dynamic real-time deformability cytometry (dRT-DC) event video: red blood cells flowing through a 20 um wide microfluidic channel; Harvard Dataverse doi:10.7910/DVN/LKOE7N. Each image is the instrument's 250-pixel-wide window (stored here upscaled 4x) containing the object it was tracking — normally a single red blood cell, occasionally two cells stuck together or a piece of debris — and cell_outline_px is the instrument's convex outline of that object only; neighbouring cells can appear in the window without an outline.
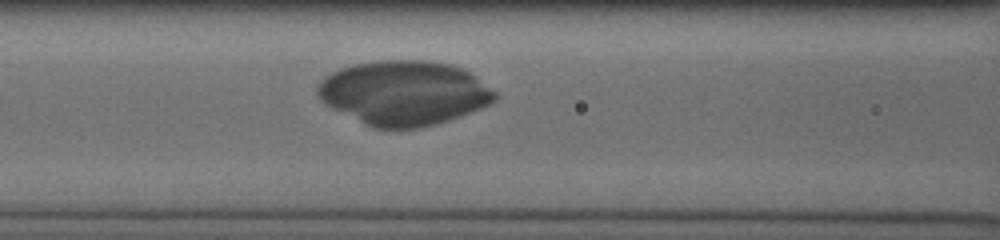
{"species": "human", "species_latin": "Homo sapiens", "temperature_condition": "cold", "stored_images_in_passage": 32, "camera_frame_rate_fps": 3000, "um_per_image_px": 0.085, "donor": {"sex": "male"}, "frame": {"image": 1, "passage_image": 11, "time_ms": 3.333, "image_size_px": [1000, 240], "cell_outline_px": [[496, 100], [480, 108], [448, 120], [436, 124], [420, 128], [372, 128], [364, 124], [320, 100], [316, 92], [316, 84], [324, 76], [340, 68], [356, 64], [376, 60], [428, 60], [452, 64], [476, 76], [496, 92]], "centroid_in_image_um": [34.32, 7.88], "position_along_channel_um": 132.3, "area_um2": 66.47}}
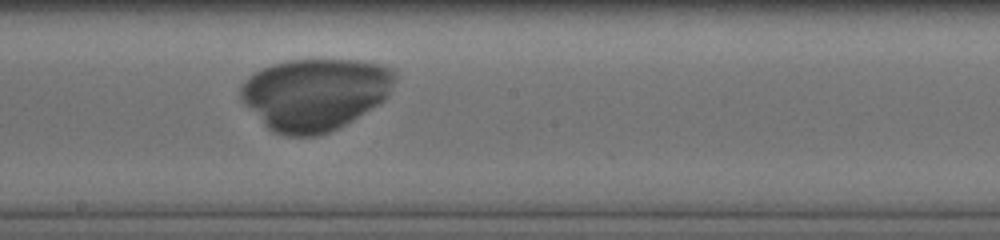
{"frame": {"image": 2, "passage_image": 18, "time_ms": 5.667, "image_size_px": [1000, 240], "cell_outline_px": [[396, 76], [388, 96], [384, 100], [344, 124], [328, 132], [316, 136], [284, 136], [272, 132], [240, 100], [240, 84], [252, 72], [260, 68], [272, 64], [288, 60], [360, 60], [384, 64], [392, 68], [396, 72]], "centroid_in_image_um": [26.75, 7.98], "position_along_channel_um": 221.5, "area_um2": 64.97}}
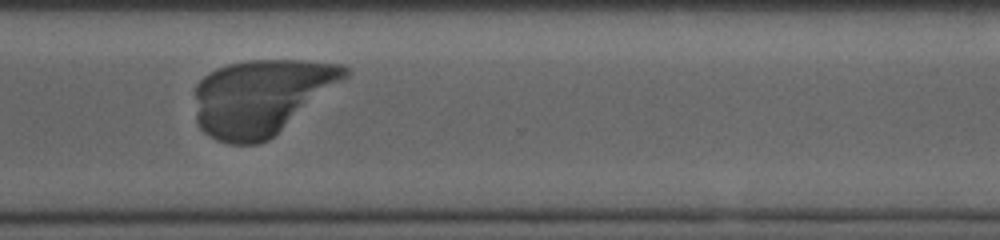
{"frame": {"image": 3, "passage_image": 28, "time_ms": 9.0, "image_size_px": [1000, 240], "cell_outline_px": [[352, 72], [348, 76], [268, 140], [256, 144], [228, 144], [216, 140], [208, 136], [200, 128], [196, 120], [196, 84], [208, 72], [216, 68], [228, 64], [248, 60], [308, 60], [344, 64], [352, 68]], "centroid_in_image_um": [22.2, 8.22], "position_along_channel_um": 348.4, "area_um2": 66.07}}